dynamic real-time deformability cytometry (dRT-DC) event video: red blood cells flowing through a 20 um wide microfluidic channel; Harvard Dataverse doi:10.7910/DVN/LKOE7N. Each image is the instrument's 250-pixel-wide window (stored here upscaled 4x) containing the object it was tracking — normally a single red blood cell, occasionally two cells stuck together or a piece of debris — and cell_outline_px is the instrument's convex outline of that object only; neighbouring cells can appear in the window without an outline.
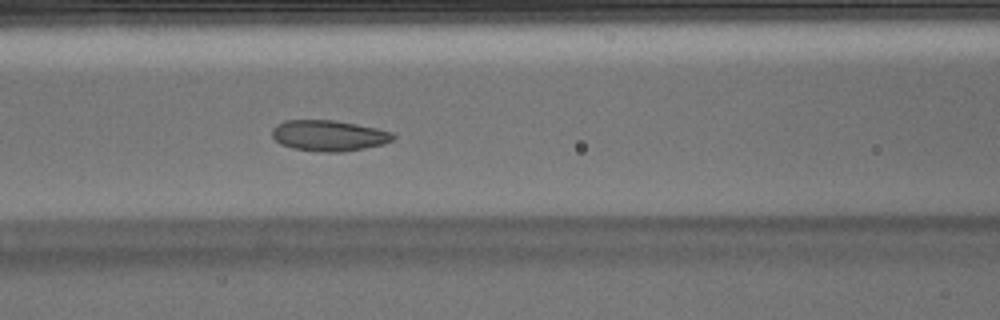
{"species": "Egyptian fruit bat (a non-hibernating species)", "species_latin": "Rousettus aegyptiacus", "temperature_condition": "warm", "stored_images_in_passage": 46, "camera_frame_rate_fps": 3000, "um_per_image_px": 0.085, "animal": {"sex": "male"}, "frame": {"image": 1, "passage_image": 16, "time_ms": 5.0, "image_size_px": [1000, 320], "cell_outline_px": [[396, 136], [392, 140], [384, 144], [364, 148], [340, 152], [320, 152], [292, 148], [280, 144], [272, 136], [272, 128], [276, 124], [284, 120], [332, 120], [356, 124], [376, 128], [392, 132]], "centroid_in_image_um": [27.92, 11.52], "position_along_channel_um": 138.7, "area_um2": 21.79}}
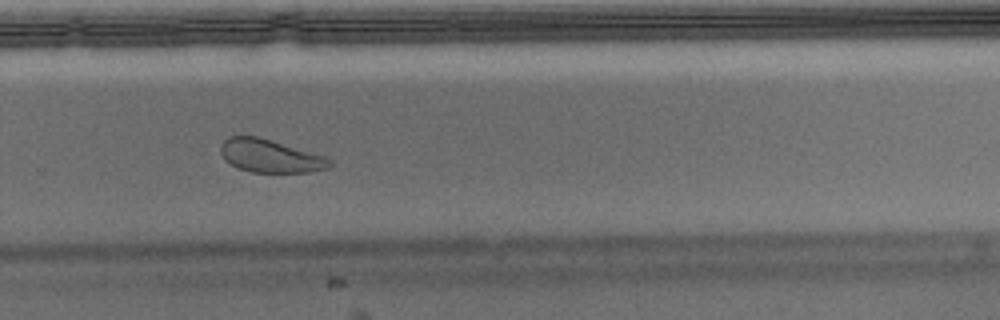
{"frame": {"image": 2, "passage_image": 29, "time_ms": 9.333, "image_size_px": [1000, 320], "cell_outline_px": [[332, 164], [328, 168], [308, 172], [252, 172], [236, 168], [224, 160], [220, 152], [220, 144], [228, 136], [256, 136], [328, 156], [332, 160]], "centroid_in_image_um": [22.96, 13.26], "position_along_channel_um": 306.8, "area_um2": 21.21}}
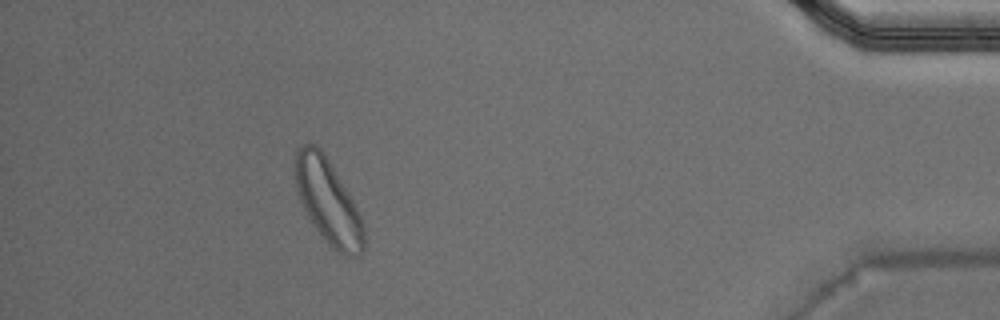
{"frame": {"image": 3, "passage_image": 41, "time_ms": 13.333, "image_size_px": [1000, 320], "cell_outline_px": [[364, 252], [356, 256], [348, 256], [336, 252], [320, 236], [312, 224], [300, 200], [296, 188], [296, 152], [304, 144], [312, 144], [320, 148], [324, 152], [352, 200], [360, 216], [364, 228]], "centroid_in_image_um": [27.89, 17.19], "position_along_channel_um": 407.3, "area_um2": 33.29}, "authors_computed_cell_mechanics": {"area_um2": 22.831, "velocity_mm_per_s": 3.8867, "shape_relaxation_time_tau1_ms": 5.6174, "shape_relaxation_time_tau2_ms": 3.1781, "deformation_change_tau1": 0.1311, "deformation_change_tau2": 0.0959}}